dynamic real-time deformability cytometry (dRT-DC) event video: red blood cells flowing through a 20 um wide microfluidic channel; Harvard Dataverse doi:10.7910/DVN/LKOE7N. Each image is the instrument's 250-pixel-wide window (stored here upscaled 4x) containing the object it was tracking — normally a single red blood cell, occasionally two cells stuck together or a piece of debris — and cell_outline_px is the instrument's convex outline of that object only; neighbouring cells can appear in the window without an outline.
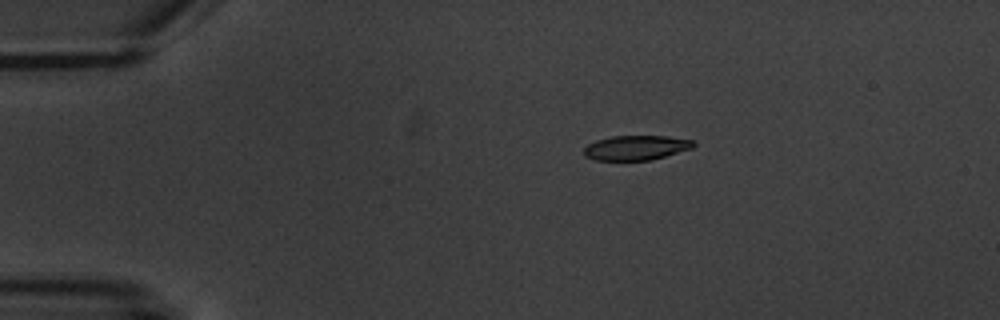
{"species": "common noctule bat (a hibernating species)", "species_latin": "Nyctalus noctula", "temperature_condition": "warm", "stored_images_in_passage": 8, "camera_frame_rate_fps": 3000, "um_per_image_px": 0.085, "animal": {"sex": "male", "body_mass_g": 20.1, "forearm_length_mm": 53.5}, "frame": {"image": 1, "passage_image": 3, "time_ms": 3.333, "image_size_px": [1000, 320], "cell_outline_px": [[696, 144], [692, 148], [652, 160], [596, 160], [584, 156], [584, 148], [588, 144], [596, 140], [612, 136], [668, 136], [692, 140]], "centroid_in_image_um": [54.06, 12.55], "position_along_channel_um": 30.9, "area_um2": 15.72}}
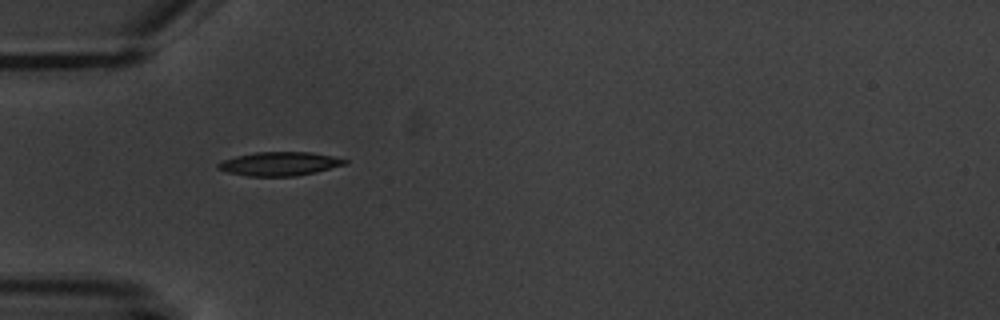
{"frame": {"image": 2, "passage_image": 5, "time_ms": 5.667, "image_size_px": [1000, 320], "cell_outline_px": [[348, 164], [316, 172], [296, 176], [248, 176], [228, 172], [216, 168], [216, 164], [224, 160], [236, 156], [256, 152], [312, 152], [332, 156], [348, 160]], "centroid_in_image_um": [23.78, 13.92], "position_along_channel_um": 61.2, "area_um2": 17.57}}